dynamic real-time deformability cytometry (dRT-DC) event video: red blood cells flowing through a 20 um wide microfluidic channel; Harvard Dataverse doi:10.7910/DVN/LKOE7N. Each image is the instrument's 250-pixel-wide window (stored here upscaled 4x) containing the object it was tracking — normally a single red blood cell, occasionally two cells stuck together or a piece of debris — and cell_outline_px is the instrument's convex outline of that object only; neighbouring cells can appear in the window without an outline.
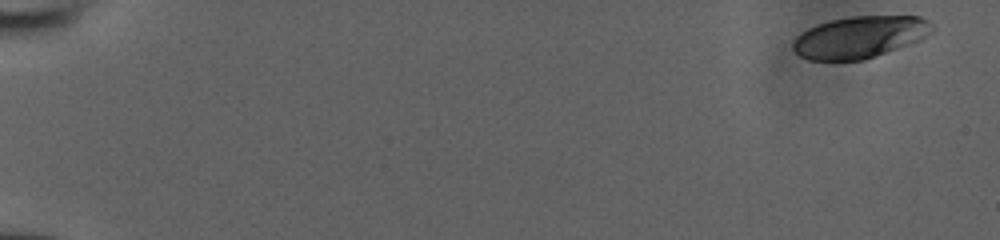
{"species": "human", "species_latin": "Homo sapiens", "temperature_condition": "room temperature", "stored_images_in_passage": 51, "camera_frame_rate_fps": 3000, "um_per_image_px": 0.085, "donor": {"sex": "male"}, "frame": {"image": 1, "passage_image": 1, "time_ms": 0.0, "image_size_px": [1000, 240], "cell_outline_px": [[936, 28], [928, 36], [920, 40], [864, 60], [808, 60], [800, 56], [792, 48], [792, 44], [796, 36], [808, 28], [832, 20], [852, 16], [920, 16], [928, 20]], "centroid_in_image_um": [73.11, 3.15], "position_along_channel_um": 11.9, "area_um2": 33.93}}
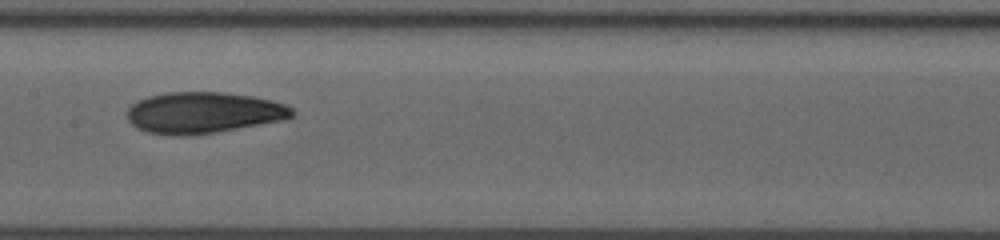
{"frame": {"image": 2, "passage_image": 28, "time_ms": 9.0, "image_size_px": [1000, 240], "cell_outline_px": [[296, 112], [292, 116], [284, 120], [216, 132], [180, 136], [148, 132], [136, 128], [128, 120], [124, 112], [136, 100], [148, 96], [168, 92], [224, 92], [252, 96], [272, 100], [284, 104], [292, 108]], "centroid_in_image_um": [17.26, 9.57], "position_along_channel_um": 190.1, "area_um2": 39.82}}
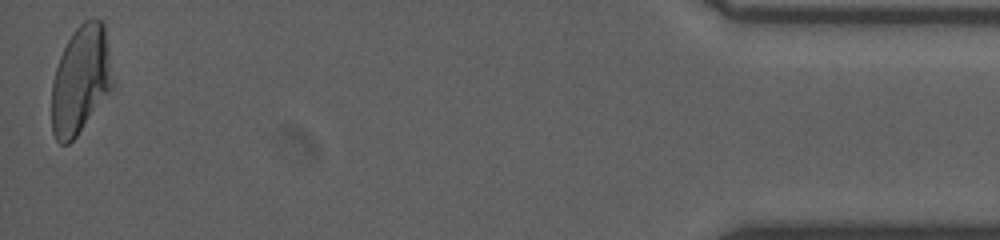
{"frame": {"image": 3, "passage_image": 51, "time_ms": 16.667, "image_size_px": [1000, 240], "cell_outline_px": [[116, 84], [76, 136], [68, 144], [60, 144], [56, 140], [52, 132], [52, 80], [60, 56], [68, 40], [76, 28], [84, 20], [92, 16], [104, 20]], "centroid_in_image_um": [6.9, 6.74], "position_along_channel_um": 428.3, "area_um2": 39.07}}